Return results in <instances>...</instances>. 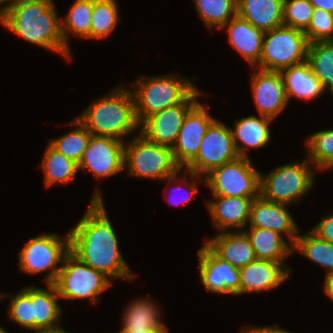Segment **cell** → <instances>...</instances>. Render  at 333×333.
I'll use <instances>...</instances> for the list:
<instances>
[{"label": "cell", "mask_w": 333, "mask_h": 333, "mask_svg": "<svg viewBox=\"0 0 333 333\" xmlns=\"http://www.w3.org/2000/svg\"><path fill=\"white\" fill-rule=\"evenodd\" d=\"M100 193L95 189L86 213L68 232L70 252L110 280L113 277L133 281L136 275L121 254Z\"/></svg>", "instance_id": "1"}, {"label": "cell", "mask_w": 333, "mask_h": 333, "mask_svg": "<svg viewBox=\"0 0 333 333\" xmlns=\"http://www.w3.org/2000/svg\"><path fill=\"white\" fill-rule=\"evenodd\" d=\"M0 23L28 43L54 51L71 60L65 47L53 0H13Z\"/></svg>", "instance_id": "2"}, {"label": "cell", "mask_w": 333, "mask_h": 333, "mask_svg": "<svg viewBox=\"0 0 333 333\" xmlns=\"http://www.w3.org/2000/svg\"><path fill=\"white\" fill-rule=\"evenodd\" d=\"M77 118L92 135L121 141L140 128L132 91L123 84L92 102Z\"/></svg>", "instance_id": "3"}, {"label": "cell", "mask_w": 333, "mask_h": 333, "mask_svg": "<svg viewBox=\"0 0 333 333\" xmlns=\"http://www.w3.org/2000/svg\"><path fill=\"white\" fill-rule=\"evenodd\" d=\"M178 74L143 76L132 82L136 118L141 124L148 116L182 103L197 87Z\"/></svg>", "instance_id": "4"}, {"label": "cell", "mask_w": 333, "mask_h": 333, "mask_svg": "<svg viewBox=\"0 0 333 333\" xmlns=\"http://www.w3.org/2000/svg\"><path fill=\"white\" fill-rule=\"evenodd\" d=\"M312 165L306 157L302 162L278 166L265 175L260 173L259 195L267 201L287 205L299 202L314 186Z\"/></svg>", "instance_id": "5"}, {"label": "cell", "mask_w": 333, "mask_h": 333, "mask_svg": "<svg viewBox=\"0 0 333 333\" xmlns=\"http://www.w3.org/2000/svg\"><path fill=\"white\" fill-rule=\"evenodd\" d=\"M124 145V168L128 175L159 179L178 173L182 168L175 162L171 147L147 140L140 132Z\"/></svg>", "instance_id": "6"}, {"label": "cell", "mask_w": 333, "mask_h": 333, "mask_svg": "<svg viewBox=\"0 0 333 333\" xmlns=\"http://www.w3.org/2000/svg\"><path fill=\"white\" fill-rule=\"evenodd\" d=\"M309 42L304 31L281 25L266 31L263 37L262 55L255 68L282 71L307 61Z\"/></svg>", "instance_id": "7"}, {"label": "cell", "mask_w": 333, "mask_h": 333, "mask_svg": "<svg viewBox=\"0 0 333 333\" xmlns=\"http://www.w3.org/2000/svg\"><path fill=\"white\" fill-rule=\"evenodd\" d=\"M70 252L69 233L60 238L55 233L40 234L32 237L19 252L18 264L24 274L35 275L49 271L45 283L54 284L62 267L64 257ZM61 264L60 266H57Z\"/></svg>", "instance_id": "8"}, {"label": "cell", "mask_w": 333, "mask_h": 333, "mask_svg": "<svg viewBox=\"0 0 333 333\" xmlns=\"http://www.w3.org/2000/svg\"><path fill=\"white\" fill-rule=\"evenodd\" d=\"M54 285L60 299H87L94 304L98 302V296L112 286V281L69 252Z\"/></svg>", "instance_id": "9"}, {"label": "cell", "mask_w": 333, "mask_h": 333, "mask_svg": "<svg viewBox=\"0 0 333 333\" xmlns=\"http://www.w3.org/2000/svg\"><path fill=\"white\" fill-rule=\"evenodd\" d=\"M250 159L239 156L207 174L205 184L211 189L212 195L257 198L260 172Z\"/></svg>", "instance_id": "10"}, {"label": "cell", "mask_w": 333, "mask_h": 333, "mask_svg": "<svg viewBox=\"0 0 333 333\" xmlns=\"http://www.w3.org/2000/svg\"><path fill=\"white\" fill-rule=\"evenodd\" d=\"M238 157L231 130L215 119L207 128L197 155L183 169L205 177L214 168Z\"/></svg>", "instance_id": "11"}, {"label": "cell", "mask_w": 333, "mask_h": 333, "mask_svg": "<svg viewBox=\"0 0 333 333\" xmlns=\"http://www.w3.org/2000/svg\"><path fill=\"white\" fill-rule=\"evenodd\" d=\"M203 93L196 88L182 103L148 116L140 124V134L151 142L172 148L187 113Z\"/></svg>", "instance_id": "12"}, {"label": "cell", "mask_w": 333, "mask_h": 333, "mask_svg": "<svg viewBox=\"0 0 333 333\" xmlns=\"http://www.w3.org/2000/svg\"><path fill=\"white\" fill-rule=\"evenodd\" d=\"M125 142L109 137L91 135L78 170H90L95 178H106L122 172Z\"/></svg>", "instance_id": "13"}, {"label": "cell", "mask_w": 333, "mask_h": 333, "mask_svg": "<svg viewBox=\"0 0 333 333\" xmlns=\"http://www.w3.org/2000/svg\"><path fill=\"white\" fill-rule=\"evenodd\" d=\"M200 280L207 290L221 295H240L239 268L219 258L206 244L197 253Z\"/></svg>", "instance_id": "14"}, {"label": "cell", "mask_w": 333, "mask_h": 333, "mask_svg": "<svg viewBox=\"0 0 333 333\" xmlns=\"http://www.w3.org/2000/svg\"><path fill=\"white\" fill-rule=\"evenodd\" d=\"M216 118L198 102L186 115L171 148L175 162L183 169L196 155L207 128Z\"/></svg>", "instance_id": "15"}, {"label": "cell", "mask_w": 333, "mask_h": 333, "mask_svg": "<svg viewBox=\"0 0 333 333\" xmlns=\"http://www.w3.org/2000/svg\"><path fill=\"white\" fill-rule=\"evenodd\" d=\"M251 76L253 100L259 115L277 118L289 103L280 71L258 68Z\"/></svg>", "instance_id": "16"}, {"label": "cell", "mask_w": 333, "mask_h": 333, "mask_svg": "<svg viewBox=\"0 0 333 333\" xmlns=\"http://www.w3.org/2000/svg\"><path fill=\"white\" fill-rule=\"evenodd\" d=\"M288 206L267 201L259 195L251 203L249 227L270 229L282 236L285 234L293 246L299 229L288 211Z\"/></svg>", "instance_id": "17"}, {"label": "cell", "mask_w": 333, "mask_h": 333, "mask_svg": "<svg viewBox=\"0 0 333 333\" xmlns=\"http://www.w3.org/2000/svg\"><path fill=\"white\" fill-rule=\"evenodd\" d=\"M291 267L285 262L255 260L239 269L240 295L277 289L290 277Z\"/></svg>", "instance_id": "18"}, {"label": "cell", "mask_w": 333, "mask_h": 333, "mask_svg": "<svg viewBox=\"0 0 333 333\" xmlns=\"http://www.w3.org/2000/svg\"><path fill=\"white\" fill-rule=\"evenodd\" d=\"M214 201H207V209L215 228L221 232L239 229L243 231L249 223L250 207L253 201L250 197L213 195ZM243 228V229H242Z\"/></svg>", "instance_id": "19"}, {"label": "cell", "mask_w": 333, "mask_h": 333, "mask_svg": "<svg viewBox=\"0 0 333 333\" xmlns=\"http://www.w3.org/2000/svg\"><path fill=\"white\" fill-rule=\"evenodd\" d=\"M205 244L221 259L236 268H242L257 260L254 249L244 231L220 232L205 240Z\"/></svg>", "instance_id": "20"}, {"label": "cell", "mask_w": 333, "mask_h": 333, "mask_svg": "<svg viewBox=\"0 0 333 333\" xmlns=\"http://www.w3.org/2000/svg\"><path fill=\"white\" fill-rule=\"evenodd\" d=\"M275 119L259 115H251L236 119L233 129L230 128L232 138L240 157L249 158L248 149H260L271 140L269 124Z\"/></svg>", "instance_id": "21"}, {"label": "cell", "mask_w": 333, "mask_h": 333, "mask_svg": "<svg viewBox=\"0 0 333 333\" xmlns=\"http://www.w3.org/2000/svg\"><path fill=\"white\" fill-rule=\"evenodd\" d=\"M228 31V40L245 60L254 67L262 55L264 31L254 27L247 20L236 14L222 30Z\"/></svg>", "instance_id": "22"}, {"label": "cell", "mask_w": 333, "mask_h": 333, "mask_svg": "<svg viewBox=\"0 0 333 333\" xmlns=\"http://www.w3.org/2000/svg\"><path fill=\"white\" fill-rule=\"evenodd\" d=\"M288 102L292 97L299 100H314L324 93L325 88L320 79L312 72L310 64L305 61L280 71Z\"/></svg>", "instance_id": "23"}, {"label": "cell", "mask_w": 333, "mask_h": 333, "mask_svg": "<svg viewBox=\"0 0 333 333\" xmlns=\"http://www.w3.org/2000/svg\"><path fill=\"white\" fill-rule=\"evenodd\" d=\"M284 0H237V14L262 31L283 25Z\"/></svg>", "instance_id": "24"}, {"label": "cell", "mask_w": 333, "mask_h": 333, "mask_svg": "<svg viewBox=\"0 0 333 333\" xmlns=\"http://www.w3.org/2000/svg\"><path fill=\"white\" fill-rule=\"evenodd\" d=\"M243 231L250 240L257 260L285 262V258L293 253V246L273 230L249 227Z\"/></svg>", "instance_id": "25"}, {"label": "cell", "mask_w": 333, "mask_h": 333, "mask_svg": "<svg viewBox=\"0 0 333 333\" xmlns=\"http://www.w3.org/2000/svg\"><path fill=\"white\" fill-rule=\"evenodd\" d=\"M47 286V289H42L32 285L34 331L60 326V317L63 312L57 302L60 297L54 284H47Z\"/></svg>", "instance_id": "26"}, {"label": "cell", "mask_w": 333, "mask_h": 333, "mask_svg": "<svg viewBox=\"0 0 333 333\" xmlns=\"http://www.w3.org/2000/svg\"><path fill=\"white\" fill-rule=\"evenodd\" d=\"M154 302L150 298L131 301L123 313L121 330H168L162 322L161 309Z\"/></svg>", "instance_id": "27"}, {"label": "cell", "mask_w": 333, "mask_h": 333, "mask_svg": "<svg viewBox=\"0 0 333 333\" xmlns=\"http://www.w3.org/2000/svg\"><path fill=\"white\" fill-rule=\"evenodd\" d=\"M41 168L44 173V183L49 187L55 183L69 184L77 177L78 163L66 157L49 143L46 146Z\"/></svg>", "instance_id": "28"}, {"label": "cell", "mask_w": 333, "mask_h": 333, "mask_svg": "<svg viewBox=\"0 0 333 333\" xmlns=\"http://www.w3.org/2000/svg\"><path fill=\"white\" fill-rule=\"evenodd\" d=\"M92 11L93 0H75L67 12V16L61 20L64 45L69 51L71 50L68 44L69 34L90 39Z\"/></svg>", "instance_id": "29"}, {"label": "cell", "mask_w": 333, "mask_h": 333, "mask_svg": "<svg viewBox=\"0 0 333 333\" xmlns=\"http://www.w3.org/2000/svg\"><path fill=\"white\" fill-rule=\"evenodd\" d=\"M292 250L302 253L314 264L325 267L326 275L333 273V243L319 238L311 230L306 234H298Z\"/></svg>", "instance_id": "30"}, {"label": "cell", "mask_w": 333, "mask_h": 333, "mask_svg": "<svg viewBox=\"0 0 333 333\" xmlns=\"http://www.w3.org/2000/svg\"><path fill=\"white\" fill-rule=\"evenodd\" d=\"M307 62L312 72L333 95V41L309 43Z\"/></svg>", "instance_id": "31"}, {"label": "cell", "mask_w": 333, "mask_h": 333, "mask_svg": "<svg viewBox=\"0 0 333 333\" xmlns=\"http://www.w3.org/2000/svg\"><path fill=\"white\" fill-rule=\"evenodd\" d=\"M66 125L75 126L77 129L75 128L58 138L51 139L49 144L66 157L74 160L76 163H79L83 157L85 149L88 146V142L92 134L79 121L78 118H75Z\"/></svg>", "instance_id": "32"}, {"label": "cell", "mask_w": 333, "mask_h": 333, "mask_svg": "<svg viewBox=\"0 0 333 333\" xmlns=\"http://www.w3.org/2000/svg\"><path fill=\"white\" fill-rule=\"evenodd\" d=\"M206 27L222 30L237 14V0H193Z\"/></svg>", "instance_id": "33"}, {"label": "cell", "mask_w": 333, "mask_h": 333, "mask_svg": "<svg viewBox=\"0 0 333 333\" xmlns=\"http://www.w3.org/2000/svg\"><path fill=\"white\" fill-rule=\"evenodd\" d=\"M119 9L116 0H93L90 39L109 37L118 26Z\"/></svg>", "instance_id": "34"}, {"label": "cell", "mask_w": 333, "mask_h": 333, "mask_svg": "<svg viewBox=\"0 0 333 333\" xmlns=\"http://www.w3.org/2000/svg\"><path fill=\"white\" fill-rule=\"evenodd\" d=\"M307 159L318 170H328L333 166V129L313 133L305 142Z\"/></svg>", "instance_id": "35"}, {"label": "cell", "mask_w": 333, "mask_h": 333, "mask_svg": "<svg viewBox=\"0 0 333 333\" xmlns=\"http://www.w3.org/2000/svg\"><path fill=\"white\" fill-rule=\"evenodd\" d=\"M7 309L10 320L25 329L34 330L32 285L22 288L20 292L12 296Z\"/></svg>", "instance_id": "36"}, {"label": "cell", "mask_w": 333, "mask_h": 333, "mask_svg": "<svg viewBox=\"0 0 333 333\" xmlns=\"http://www.w3.org/2000/svg\"><path fill=\"white\" fill-rule=\"evenodd\" d=\"M313 11L314 7L309 0H284L283 25L305 31Z\"/></svg>", "instance_id": "37"}, {"label": "cell", "mask_w": 333, "mask_h": 333, "mask_svg": "<svg viewBox=\"0 0 333 333\" xmlns=\"http://www.w3.org/2000/svg\"><path fill=\"white\" fill-rule=\"evenodd\" d=\"M304 32L309 43L333 41V14L314 8L311 22Z\"/></svg>", "instance_id": "38"}, {"label": "cell", "mask_w": 333, "mask_h": 333, "mask_svg": "<svg viewBox=\"0 0 333 333\" xmlns=\"http://www.w3.org/2000/svg\"><path fill=\"white\" fill-rule=\"evenodd\" d=\"M181 171H182V173L184 174V175H182V180H177V177H179L178 176V174H180L181 173ZM189 175V177L192 179V182L191 181H186V175ZM201 178L203 179L202 181H203V183H205V177H202V176H200V175H197V174H195V173H192V172H189V171H187V170H185V169H181L178 173H176L175 175H173V176H170V177H167L166 179H164L163 181L164 182H167V183H169V182H174V184H172V185H175L174 187V190H175V192H177L178 190V192H180L181 191V187L184 185V184H186V187H185V189L184 190H186V191H184V193L182 192L179 196V198L177 199V198H175L176 196L174 195V193H172L171 194V197H169V196H167L168 198L166 199L168 202H171V204H176V205H180V204H185V203H188V202H190V200L192 199V198H195L196 196H195V194L198 192V182L197 181H201ZM194 179H196V180H194ZM176 181H178L177 183L179 184V185H176L177 183H176ZM181 183H180V182ZM186 181V182H185ZM176 187H178V188H176ZM188 187V188H187ZM187 188V189H186ZM177 189V190H176ZM174 195V196H173ZM177 195H178V193H177ZM173 197V198H172Z\"/></svg>", "instance_id": "39"}, {"label": "cell", "mask_w": 333, "mask_h": 333, "mask_svg": "<svg viewBox=\"0 0 333 333\" xmlns=\"http://www.w3.org/2000/svg\"><path fill=\"white\" fill-rule=\"evenodd\" d=\"M319 238L333 243V212L322 216L321 220L311 230Z\"/></svg>", "instance_id": "40"}, {"label": "cell", "mask_w": 333, "mask_h": 333, "mask_svg": "<svg viewBox=\"0 0 333 333\" xmlns=\"http://www.w3.org/2000/svg\"><path fill=\"white\" fill-rule=\"evenodd\" d=\"M248 326L242 329L240 333H294L287 331L276 324L273 326H264V327L252 326V325L250 326L249 324Z\"/></svg>", "instance_id": "41"}, {"label": "cell", "mask_w": 333, "mask_h": 333, "mask_svg": "<svg viewBox=\"0 0 333 333\" xmlns=\"http://www.w3.org/2000/svg\"><path fill=\"white\" fill-rule=\"evenodd\" d=\"M314 8L322 9L333 14V0H309Z\"/></svg>", "instance_id": "42"}, {"label": "cell", "mask_w": 333, "mask_h": 333, "mask_svg": "<svg viewBox=\"0 0 333 333\" xmlns=\"http://www.w3.org/2000/svg\"><path fill=\"white\" fill-rule=\"evenodd\" d=\"M324 293L333 301V273L325 275L323 284Z\"/></svg>", "instance_id": "43"}, {"label": "cell", "mask_w": 333, "mask_h": 333, "mask_svg": "<svg viewBox=\"0 0 333 333\" xmlns=\"http://www.w3.org/2000/svg\"><path fill=\"white\" fill-rule=\"evenodd\" d=\"M117 333H168V330H120Z\"/></svg>", "instance_id": "44"}, {"label": "cell", "mask_w": 333, "mask_h": 333, "mask_svg": "<svg viewBox=\"0 0 333 333\" xmlns=\"http://www.w3.org/2000/svg\"><path fill=\"white\" fill-rule=\"evenodd\" d=\"M66 329H63L60 326L55 327V328H51V329H40V330H36L35 333H69L68 331H65Z\"/></svg>", "instance_id": "45"}, {"label": "cell", "mask_w": 333, "mask_h": 333, "mask_svg": "<svg viewBox=\"0 0 333 333\" xmlns=\"http://www.w3.org/2000/svg\"><path fill=\"white\" fill-rule=\"evenodd\" d=\"M13 0H0V17L7 11ZM9 2V3H8ZM5 3V4H4ZM8 3V4H7ZM4 4V5H3ZM3 5V6H2Z\"/></svg>", "instance_id": "46"}, {"label": "cell", "mask_w": 333, "mask_h": 333, "mask_svg": "<svg viewBox=\"0 0 333 333\" xmlns=\"http://www.w3.org/2000/svg\"><path fill=\"white\" fill-rule=\"evenodd\" d=\"M0 333H8V332L0 326Z\"/></svg>", "instance_id": "47"}, {"label": "cell", "mask_w": 333, "mask_h": 333, "mask_svg": "<svg viewBox=\"0 0 333 333\" xmlns=\"http://www.w3.org/2000/svg\"><path fill=\"white\" fill-rule=\"evenodd\" d=\"M6 296V294L5 293H0V298H4Z\"/></svg>", "instance_id": "48"}]
</instances>
